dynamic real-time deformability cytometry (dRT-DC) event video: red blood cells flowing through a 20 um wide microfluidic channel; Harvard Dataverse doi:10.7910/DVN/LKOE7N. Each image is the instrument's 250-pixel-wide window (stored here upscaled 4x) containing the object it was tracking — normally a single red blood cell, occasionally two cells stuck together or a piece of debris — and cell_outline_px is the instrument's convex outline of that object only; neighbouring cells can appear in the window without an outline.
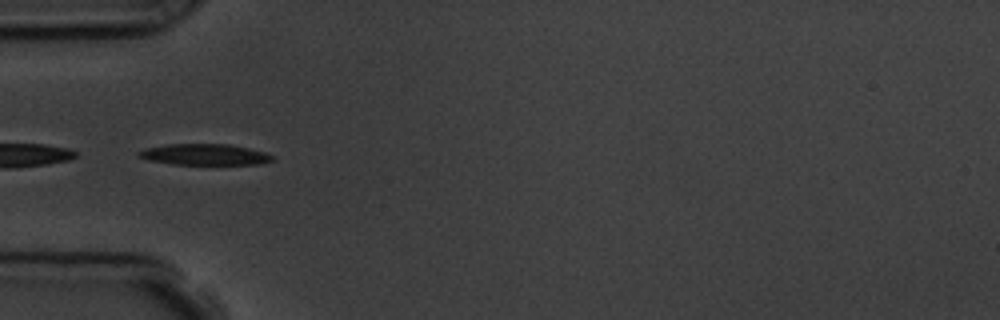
{"species": "common noctule bat (a hibernating species)", "species_latin": "Nyctalus noctula", "temperature_condition": "room temperature", "stored_images_in_passage": 7, "segment_of_instrument_passage": [2, 2], "camera_frame_rate_fps": 3000, "um_per_image_px": 0.085, "animal": {"sex": "male", "body_mass_g": 19.5, "forearm_length_mm": 54.6}, "frame": {"image": 1, "passage_image": 6, "time_ms": 5.667, "image_size_px": [1000, 320], "cell_outline_px": [[276, 160], [260, 164], [172, 164], [148, 160], [136, 156], [136, 152], [144, 148], [168, 144], [228, 144], [248, 148], [264, 152], [272, 156]], "centroid_in_image_um": [17.35, 13.13], "position_along_channel_um": 67.7, "area_um2": 16.47}}